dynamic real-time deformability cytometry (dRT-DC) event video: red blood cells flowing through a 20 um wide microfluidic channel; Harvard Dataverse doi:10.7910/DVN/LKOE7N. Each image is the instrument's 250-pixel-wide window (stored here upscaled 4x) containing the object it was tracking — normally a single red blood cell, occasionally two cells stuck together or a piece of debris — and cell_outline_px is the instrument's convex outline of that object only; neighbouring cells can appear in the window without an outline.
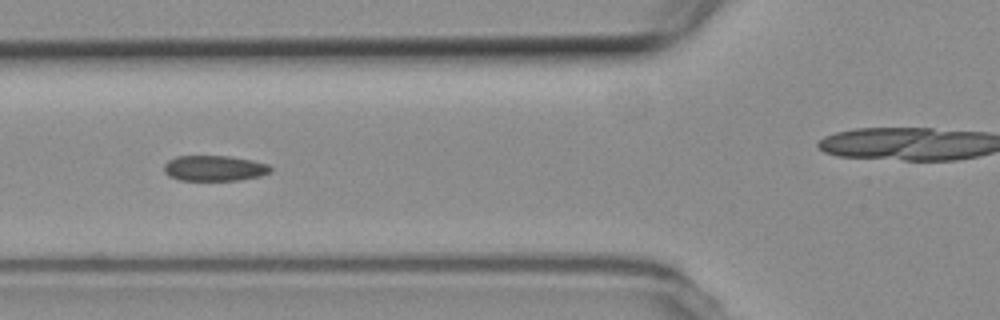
{"species": "common noctule bat (a hibernating species)", "species_latin": "Nyctalus noctula", "temperature_condition": "room temperature", "stored_images_in_passage": 10, "camera_frame_rate_fps": 3000, "um_per_image_px": 0.085, "animal": {"sex": "female", "body_mass_g": 19.3, "forearm_length_mm": 54.1}, "frame": {"image": 1, "passage_image": 5, "time_ms": 4.667, "image_size_px": [1000, 320], "cell_outline_px": [[272, 172], [260, 176], [240, 180], [180, 180], [168, 176], [164, 172], [164, 164], [168, 160], [176, 156], [228, 156], [252, 160], [268, 164], [272, 168]], "centroid_in_image_um": [18.22, 14.3], "position_along_channel_um": 107.6, "area_um2": 15.95}}
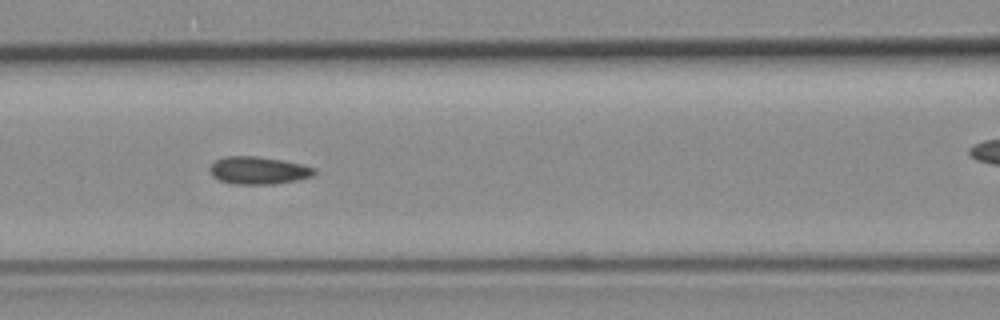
{"frame": {"image": 2, "passage_image": 6, "time_ms": 5.667, "image_size_px": [1000, 320], "cell_outline_px": [[316, 172], [312, 176], [296, 180], [276, 184], [232, 184], [220, 180], [212, 176], [208, 168], [216, 160], [224, 156], [256, 156], [284, 160], [316, 168]], "centroid_in_image_um": [21.95, 14.48], "position_along_channel_um": 144.7, "area_um2": 16.88}}
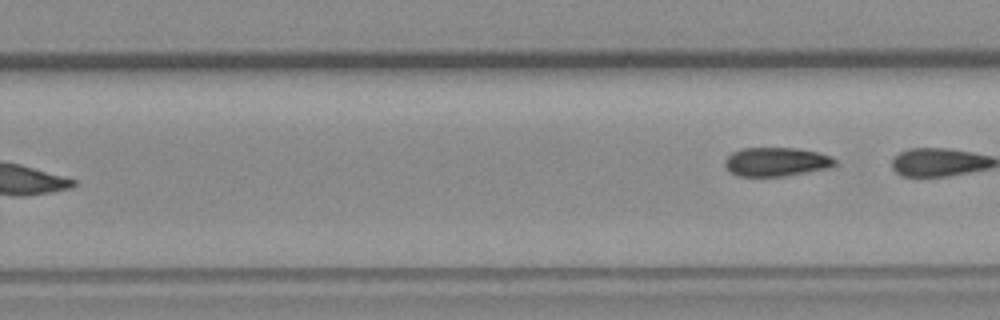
{"frame": {"image": 3, "passage_image": 10, "time_ms": 10.667, "image_size_px": [1000, 320], "cell_outline_px": [[836, 164], [832, 168], [784, 176], [736, 176], [724, 164], [724, 160], [732, 152], [744, 148], [796, 148], [820, 152], [832, 156], [836, 160]], "centroid_in_image_um": [66.04, 13.75], "position_along_channel_um": 263.8, "area_um2": 18.67}}